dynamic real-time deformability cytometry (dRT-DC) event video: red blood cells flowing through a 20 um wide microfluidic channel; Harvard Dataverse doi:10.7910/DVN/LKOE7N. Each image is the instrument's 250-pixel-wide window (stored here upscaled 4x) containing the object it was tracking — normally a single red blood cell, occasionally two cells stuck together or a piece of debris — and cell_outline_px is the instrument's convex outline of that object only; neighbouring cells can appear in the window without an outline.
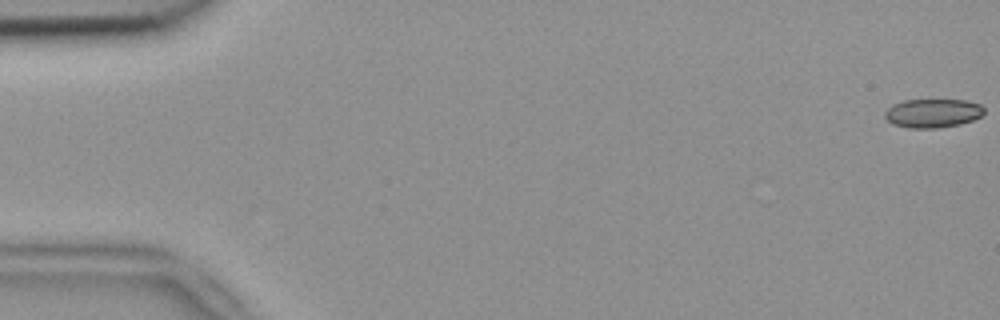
{"species": "common noctule bat (a hibernating species)", "species_latin": "Nyctalus noctula", "temperature_condition": "room temperature", "stored_images_in_passage": 10, "camera_frame_rate_fps": 3000, "um_per_image_px": 0.085, "animal": {"sex": "female", "body_mass_g": 18.4}, "frame": {"image": 1, "passage_image": 1, "time_ms": 0.0, "image_size_px": [1000, 320], "cell_outline_px": [[984, 112], [980, 116], [972, 120], [960, 124], [936, 128], [908, 128], [892, 124], [884, 116], [884, 112], [892, 104], [904, 100], [964, 100], [980, 104], [984, 108]], "centroid_in_image_um": [79.25, 9.62], "position_along_channel_um": 5.7, "area_um2": 16.65}}